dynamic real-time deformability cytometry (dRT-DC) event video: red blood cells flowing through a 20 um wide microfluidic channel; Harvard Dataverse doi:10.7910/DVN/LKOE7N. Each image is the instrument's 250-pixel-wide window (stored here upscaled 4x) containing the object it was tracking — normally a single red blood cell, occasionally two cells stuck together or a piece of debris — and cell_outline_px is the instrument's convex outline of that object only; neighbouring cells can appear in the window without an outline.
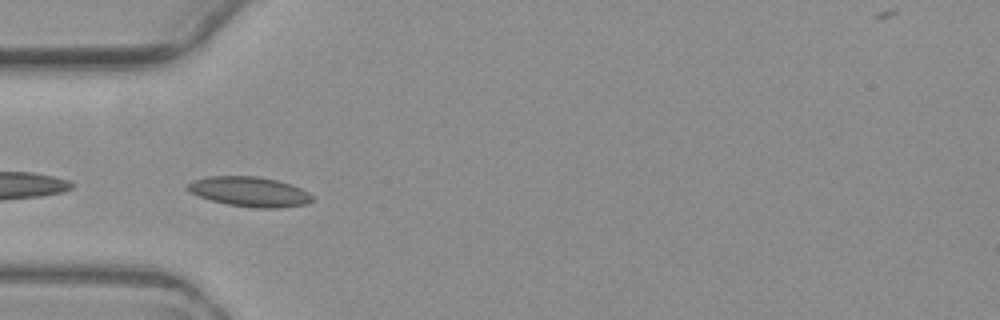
{"species": "common noctule bat (a hibernating species)", "species_latin": "Nyctalus noctula", "temperature_condition": "warm", "stored_images_in_passage": 6, "camera_frame_rate_fps": 3000, "um_per_image_px": 0.085, "animal": {"sex": "female", "body_mass_g": 19.3, "forearm_length_mm": 54.1}, "frame": {"image": 1, "passage_image": 5, "time_ms": 4.667, "image_size_px": [1000, 320], "cell_outline_px": [[312, 200], [304, 204], [280, 208], [256, 208], [228, 204], [212, 200], [200, 196], [192, 192], [188, 188], [188, 184], [192, 180], [208, 176], [260, 176], [292, 184], [308, 192], [312, 196]], "centroid_in_image_um": [21.23, 16.28], "position_along_channel_um": 63.8, "area_um2": 21.44}}
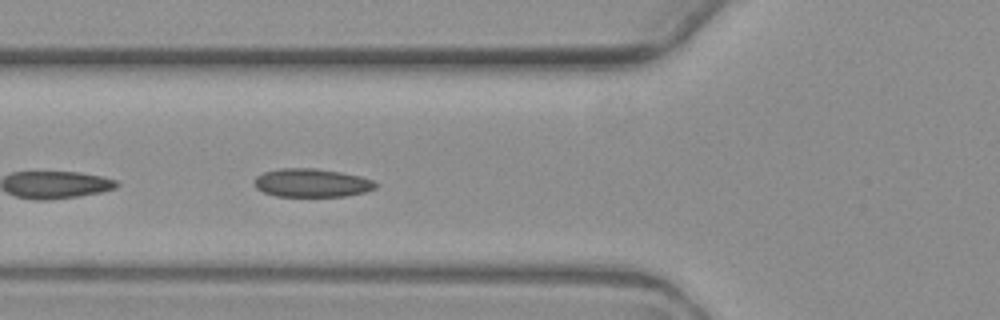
{"frame": {"image": 2, "passage_image": 6, "time_ms": 5.667, "image_size_px": [1000, 320], "cell_outline_px": [[380, 184], [376, 188], [364, 192], [344, 196], [276, 196], [264, 192], [256, 188], [252, 184], [256, 176], [264, 172], [280, 168], [316, 168], [340, 172], [360, 176], [372, 180]], "centroid_in_image_um": [26.49, 15.54], "position_along_channel_um": 99.3, "area_um2": 20.17}}